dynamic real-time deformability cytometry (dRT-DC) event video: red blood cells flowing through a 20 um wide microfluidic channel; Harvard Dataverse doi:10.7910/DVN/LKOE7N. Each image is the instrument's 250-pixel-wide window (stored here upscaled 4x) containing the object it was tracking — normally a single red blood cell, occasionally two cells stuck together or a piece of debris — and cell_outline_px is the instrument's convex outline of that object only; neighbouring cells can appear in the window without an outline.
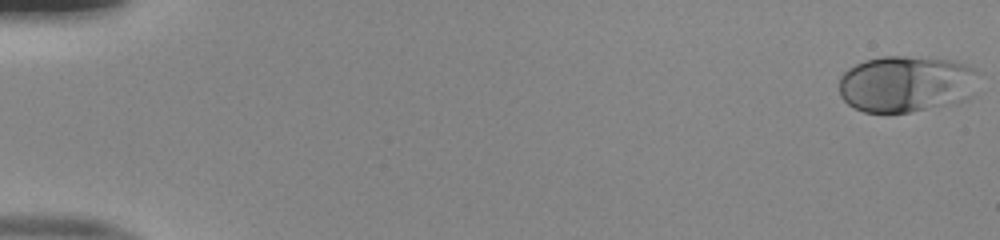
{"species": "human", "species_latin": "Homo sapiens", "temperature_condition": "room temperature", "stored_images_in_passage": 52, "camera_frame_rate_fps": 3000, "um_per_image_px": 0.085, "donor": {"sex": "male"}, "frame": {"image": 1, "passage_image": 1, "time_ms": 0.0, "image_size_px": [1000, 240], "cell_outline_px": [[976, 72], [968, 100], [956, 104], [908, 112], [864, 112], [848, 104], [840, 96], [840, 76], [848, 68], [864, 60], [884, 56], [904, 56], [948, 60], [964, 64], [976, 68]], "centroid_in_image_um": [76.99, 7.14], "position_along_channel_um": 8.0, "area_um2": 45.78}}
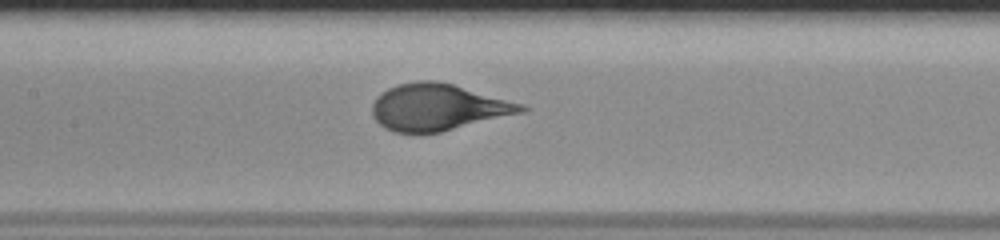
{"frame": {"image": 2, "passage_image": 26, "time_ms": 8.333, "image_size_px": [1000, 240], "cell_outline_px": [[528, 108], [524, 112], [440, 132], [392, 132], [384, 128], [372, 116], [372, 104], [376, 96], [380, 92], [388, 88], [400, 84], [416, 80], [436, 80], [452, 84], [524, 104]], "centroid_in_image_um": [37.19, 9.1], "position_along_channel_um": 170.2, "area_um2": 40.34}}
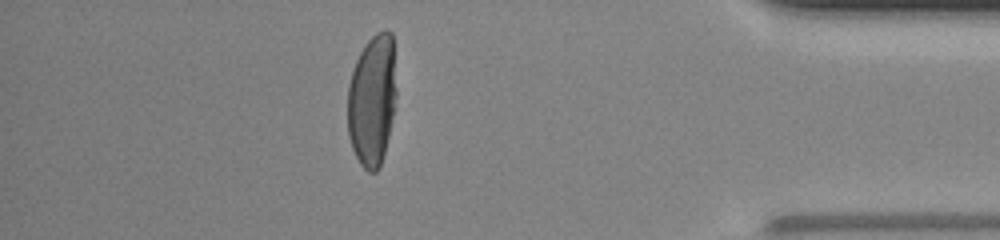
{"frame": {"image": 3, "passage_image": 46, "time_ms": 15.0, "image_size_px": [1000, 240], "cell_outline_px": [[396, 96], [388, 136], [380, 168], [376, 172], [368, 172], [360, 164], [352, 148], [348, 136], [348, 84], [356, 60], [364, 44], [376, 32], [384, 28], [388, 28], [392, 32], [396, 92]], "centroid_in_image_um": [31.63, 8.48], "position_along_channel_um": 403.6, "area_um2": 37.51}}